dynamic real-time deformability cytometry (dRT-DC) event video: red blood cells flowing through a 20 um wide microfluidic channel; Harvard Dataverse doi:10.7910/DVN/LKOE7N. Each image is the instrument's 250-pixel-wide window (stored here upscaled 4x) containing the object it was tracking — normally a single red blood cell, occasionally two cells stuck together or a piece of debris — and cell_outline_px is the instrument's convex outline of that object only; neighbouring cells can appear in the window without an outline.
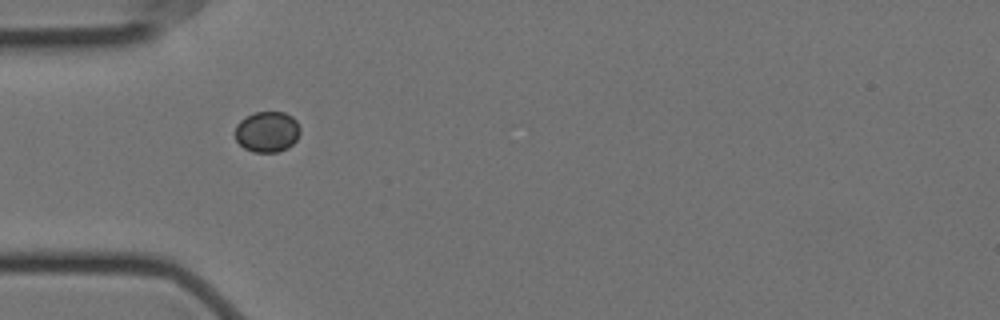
{"species": "Egyptian fruit bat (a non-hibernating species)", "species_latin": "Rousettus aegyptiacus", "temperature_condition": "cold", "stored_images_in_passage": 1, "camera_frame_rate_fps": 3000, "um_per_image_px": 0.085, "animal": {"sex": "female"}, "frame": {"image": 1, "passage_image": 1, "time_ms": 0.0, "image_size_px": [1000, 320], "cell_outline_px": [[300, 132], [296, 140], [288, 148], [276, 152], [252, 152], [244, 148], [236, 140], [236, 124], [240, 120], [252, 112], [284, 112], [292, 116], [296, 120], [300, 128]], "centroid_in_image_um": [22.71, 11.19], "position_along_channel_um": 62.3, "area_um2": 15.55}}